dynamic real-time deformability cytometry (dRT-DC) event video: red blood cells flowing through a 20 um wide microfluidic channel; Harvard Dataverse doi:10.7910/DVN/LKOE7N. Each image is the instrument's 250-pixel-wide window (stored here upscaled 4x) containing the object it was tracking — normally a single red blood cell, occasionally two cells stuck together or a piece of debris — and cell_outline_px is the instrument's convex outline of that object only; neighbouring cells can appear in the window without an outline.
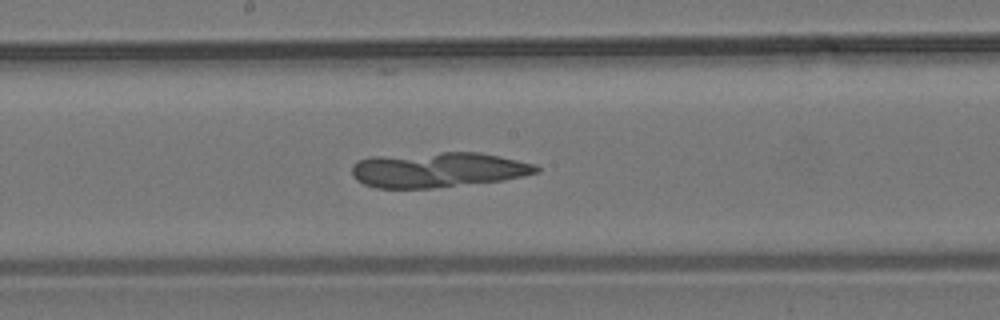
{"species": "common noctule bat (a hibernating species)", "species_latin": "Nyctalus noctula", "temperature_condition": "room temperature", "stored_images_in_passage": 54, "camera_frame_rate_fps": 3000, "um_per_image_px": 0.085, "animal": {"sex": "male", "body_mass_g": 19.2, "forearm_length_mm": 51.8}, "frame": {"image": 1, "passage_image": 29, "time_ms": 9.333, "image_size_px": [1000, 320], "cell_outline_px": [[540, 172], [524, 176], [504, 180], [432, 188], [376, 188], [364, 184], [356, 180], [352, 176], [352, 164], [360, 160], [372, 156], [440, 152], [480, 152], [536, 164], [540, 168]], "centroid_in_image_um": [37.23, 14.43], "position_along_channel_um": 211.0, "area_um2": 38.03}}
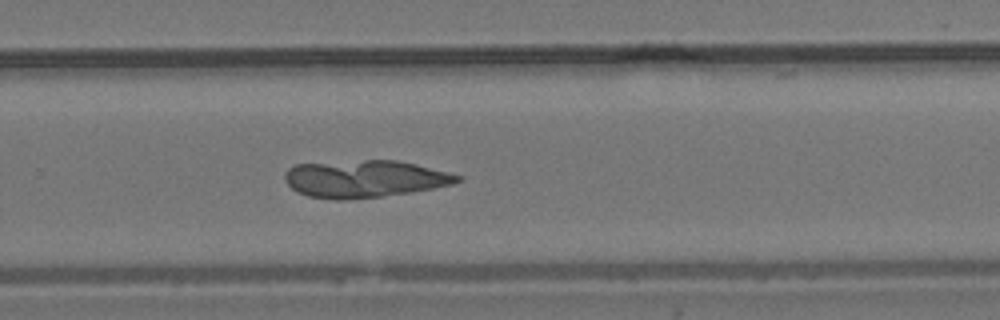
{"frame": {"image": 2, "passage_image": 36, "time_ms": 11.667, "image_size_px": [1000, 320], "cell_outline_px": [[460, 180], [452, 184], [412, 192], [384, 196], [344, 200], [332, 200], [308, 196], [292, 188], [284, 180], [284, 172], [288, 168], [296, 164], [364, 160], [396, 160], [460, 176]], "centroid_in_image_um": [30.9, 15.21], "position_along_channel_um": 298.9, "area_um2": 37.05}}
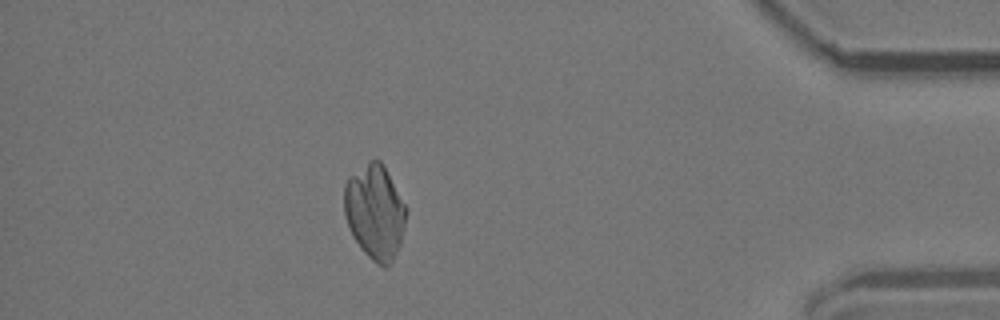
{"frame": {"image": 3, "passage_image": 48, "time_ms": 15.667, "image_size_px": [1000, 320], "cell_outline_px": [[408, 208], [400, 244], [388, 268], [384, 268], [372, 260], [360, 248], [352, 236], [344, 216], [344, 184], [348, 176], [368, 160], [380, 160]], "centroid_in_image_um": [31.85, 18.01], "position_along_channel_um": 403.4, "area_um2": 34.39}}